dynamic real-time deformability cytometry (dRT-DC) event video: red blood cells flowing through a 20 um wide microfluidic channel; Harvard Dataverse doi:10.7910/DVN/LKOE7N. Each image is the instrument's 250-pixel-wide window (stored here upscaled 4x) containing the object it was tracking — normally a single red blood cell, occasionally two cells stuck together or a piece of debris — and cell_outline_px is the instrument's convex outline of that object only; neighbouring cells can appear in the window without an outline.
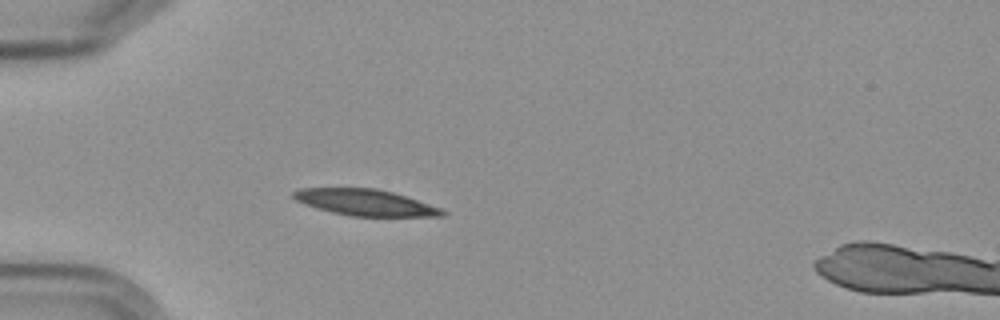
{"species": "Egyptian fruit bat (a non-hibernating species)", "species_latin": "Rousettus aegyptiacus", "temperature_condition": "cold", "stored_images_in_passage": 6, "camera_frame_rate_fps": 3000, "um_per_image_px": 0.085, "frame": {"image": 1, "passage_image": 6, "time_ms": 5.667, "image_size_px": [1000, 320], "cell_outline_px": [[448, 212], [444, 216], [352, 216], [332, 212], [316, 208], [304, 204], [296, 200], [292, 196], [292, 192], [300, 188], [376, 188], [392, 192], [440, 208]], "centroid_in_image_um": [31.01, 17.21], "position_along_channel_um": 54.0, "area_um2": 22.54}}